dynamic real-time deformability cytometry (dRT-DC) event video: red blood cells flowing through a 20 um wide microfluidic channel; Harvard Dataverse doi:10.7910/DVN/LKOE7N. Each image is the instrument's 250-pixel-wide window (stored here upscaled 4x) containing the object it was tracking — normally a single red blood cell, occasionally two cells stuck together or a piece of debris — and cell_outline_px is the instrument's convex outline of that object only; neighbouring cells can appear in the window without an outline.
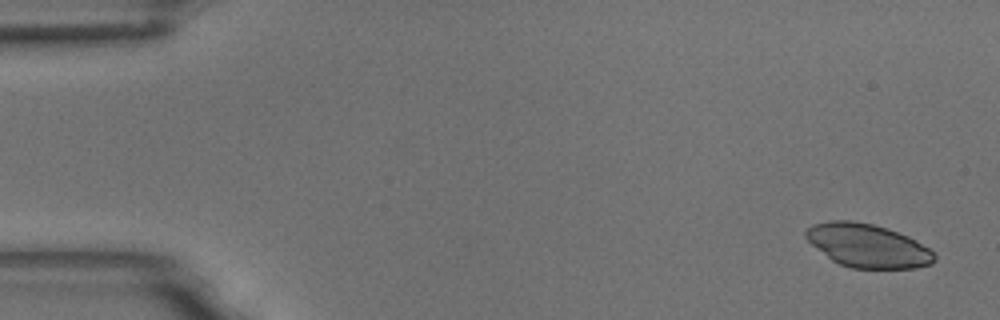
{"species": "common noctule bat (a hibernating species)", "species_latin": "Nyctalus noctula", "temperature_condition": "room temperature", "stored_images_in_passage": 4, "camera_frame_rate_fps": 3000, "um_per_image_px": 0.085, "animal": {"sex": "male", "body_mass_g": 18.8}, "frame": {"image": 1, "passage_image": 1, "time_ms": 0.0, "image_size_px": [1000, 320], "cell_outline_px": [[936, 260], [932, 264], [916, 268], [852, 268], [840, 264], [832, 260], [812, 244], [804, 236], [804, 232], [812, 224], [828, 220], [852, 220], [872, 224], [888, 228], [908, 236], [928, 248], [936, 256]], "centroid_in_image_um": [73.75, 20.87], "position_along_channel_um": 11.3, "area_um2": 32.48}}